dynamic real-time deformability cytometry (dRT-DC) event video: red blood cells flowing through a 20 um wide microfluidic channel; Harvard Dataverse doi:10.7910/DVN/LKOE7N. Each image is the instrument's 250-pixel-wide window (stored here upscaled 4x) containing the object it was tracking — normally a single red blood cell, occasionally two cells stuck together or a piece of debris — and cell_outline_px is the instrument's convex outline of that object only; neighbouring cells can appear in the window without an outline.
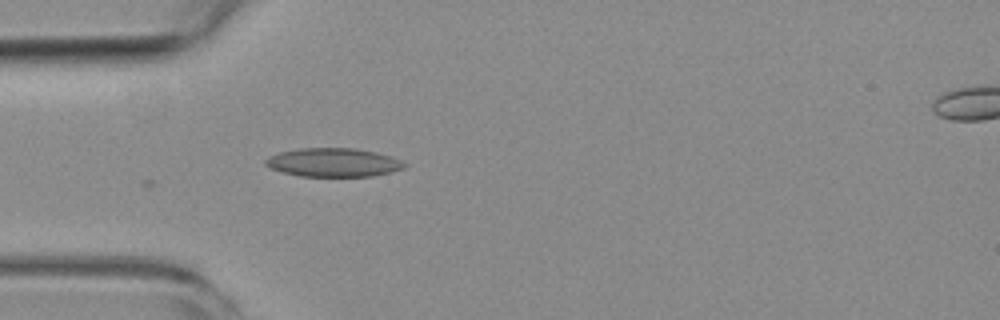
{"species": "common noctule bat (a hibernating species)", "species_latin": "Nyctalus noctula", "temperature_condition": "room temperature", "stored_images_in_passage": 7, "camera_frame_rate_fps": 3000, "um_per_image_px": 0.085, "animal": {"sex": "female", "body_mass_g": 19.3, "forearm_length_mm": 54.1}, "frame": {"image": 1, "passage_image": 1, "time_ms": 0.0, "image_size_px": [1000, 320], "cell_outline_px": [[408, 164], [404, 168], [392, 172], [372, 176], [300, 176], [268, 168], [264, 164], [264, 160], [268, 156], [280, 152], [300, 148], [356, 148], [376, 152], [392, 156]], "centroid_in_image_um": [28.34, 13.8], "position_along_channel_um": 56.7, "area_um2": 23.35}}
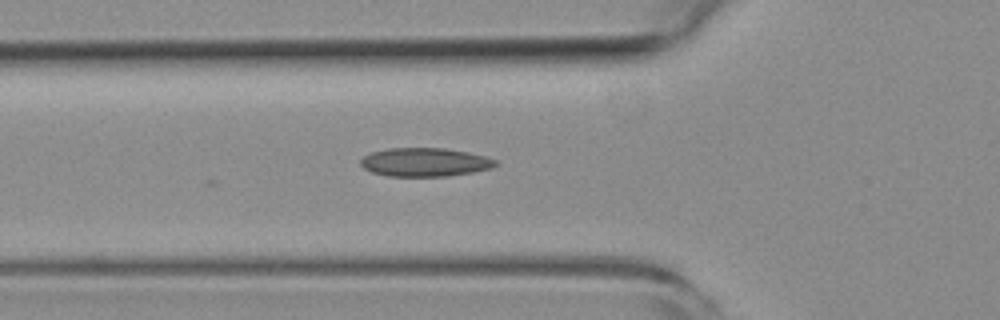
{"frame": {"image": 2, "passage_image": 4, "time_ms": 1.0, "image_size_px": [1000, 320], "cell_outline_px": [[500, 164], [492, 168], [472, 172], [448, 176], [388, 176], [372, 172], [364, 168], [360, 164], [360, 160], [364, 156], [372, 152], [388, 148], [444, 148], [468, 152], [484, 156], [496, 160]], "centroid_in_image_um": [36.13, 13.78], "position_along_channel_um": 89.7, "area_um2": 22.48}}
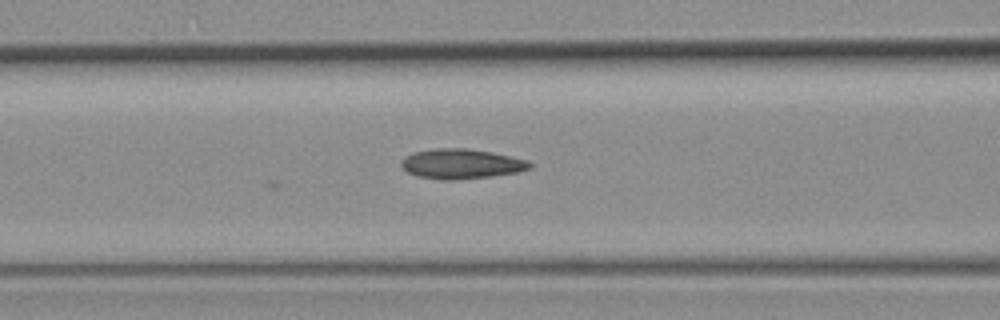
{"frame": {"image": 3, "passage_image": 7, "time_ms": 2.0, "image_size_px": [1000, 320], "cell_outline_px": [[532, 168], [520, 172], [492, 176], [452, 180], [444, 180], [416, 176], [408, 172], [400, 164], [400, 160], [404, 156], [412, 152], [436, 148], [468, 148], [492, 152], [528, 160], [532, 164]], "centroid_in_image_um": [39.21, 13.92], "position_along_channel_um": 127.4, "area_um2": 22.6}}